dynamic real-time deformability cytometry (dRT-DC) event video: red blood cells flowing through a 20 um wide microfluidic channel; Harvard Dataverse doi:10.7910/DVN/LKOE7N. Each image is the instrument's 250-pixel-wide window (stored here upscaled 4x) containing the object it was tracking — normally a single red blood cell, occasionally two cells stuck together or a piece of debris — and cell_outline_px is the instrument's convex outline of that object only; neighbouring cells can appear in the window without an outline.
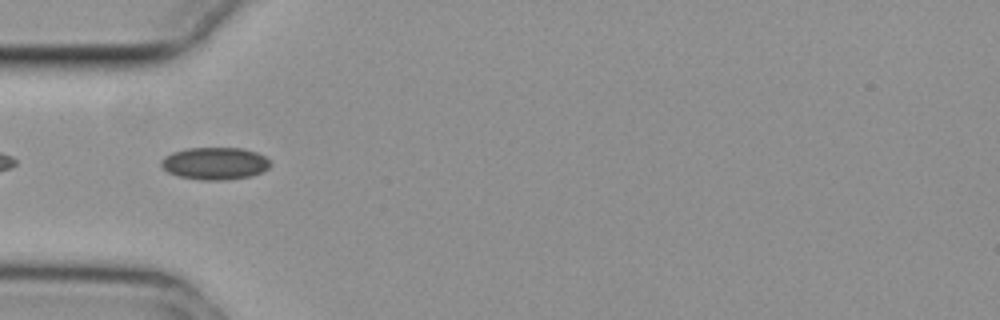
{"species": "common noctule bat (a hibernating species)", "species_latin": "Nyctalus noctula", "temperature_condition": "cold", "stored_images_in_passage": 38, "camera_frame_rate_fps": 3000, "um_per_image_px": 0.085, "animal": {"sex": "female", "body_mass_g": 29.2, "forearm_length_mm": 56.3}, "frame": {"image": 1, "passage_image": 1, "time_ms": 0.0, "image_size_px": [1000, 320], "cell_outline_px": [[272, 164], [264, 172], [252, 176], [224, 180], [200, 180], [180, 176], [168, 172], [160, 164], [160, 160], [164, 156], [172, 152], [188, 148], [240, 148], [256, 152], [264, 156]], "centroid_in_image_um": [18.27, 13.89], "position_along_channel_um": 66.7, "area_um2": 20.63}}
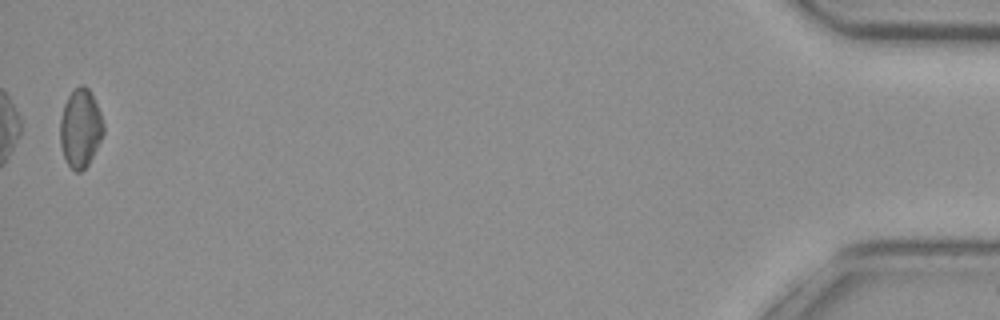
{"frame": {"image": 2, "passage_image": 38, "time_ms": 12.333, "image_size_px": [1000, 320], "cell_outline_px": [[104, 132], [88, 164], [80, 172], [76, 172], [68, 164], [64, 156], [60, 144], [60, 116], [64, 104], [68, 96], [80, 84], [84, 84], [88, 88], [100, 112], [104, 124]], "centroid_in_image_um": [6.82, 10.88], "position_along_channel_um": 428.4, "area_um2": 19.59}, "authors_computed_cell_mechanics": {"area_um2": 19.941, "velocity_mm_per_s": 3.7465, "shape_relaxation_time_tau1_ms": 10.8996, "shape_relaxation_time_tau2_ms": 6.6715, "deformation_change_tau1": 0.0922, "deformation_change_tau2": 0.0922}}